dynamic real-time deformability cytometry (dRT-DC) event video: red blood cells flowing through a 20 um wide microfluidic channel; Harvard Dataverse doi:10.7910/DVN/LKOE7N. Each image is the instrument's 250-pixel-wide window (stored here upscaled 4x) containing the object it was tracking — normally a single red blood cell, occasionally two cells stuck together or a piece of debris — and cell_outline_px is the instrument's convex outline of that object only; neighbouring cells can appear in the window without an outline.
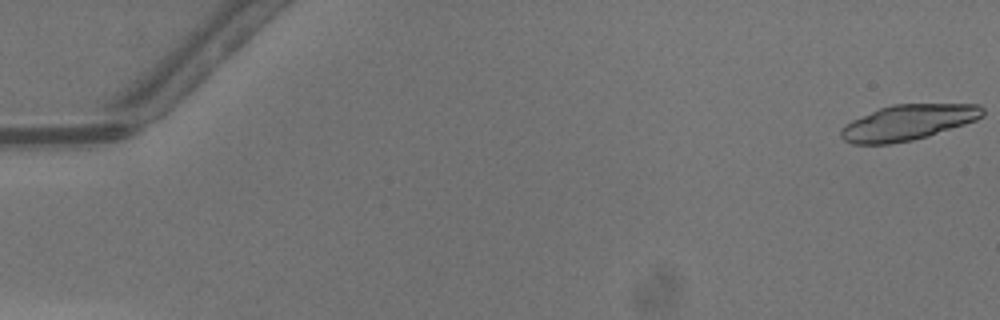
{"species": "common noctule bat (a hibernating species)", "species_latin": "Nyctalus noctula", "temperature_condition": "warm", "stored_images_in_passage": 49, "segment_of_instrument_passage": [1, 2], "camera_frame_rate_fps": 3000, "um_per_image_px": 0.085, "animal": {"sex": "male", "body_mass_g": 13.3}, "frame": {"image": 1, "passage_image": 1, "time_ms": 0.0, "image_size_px": [1000, 320], "cell_outline_px": [[984, 116], [976, 120], [928, 136], [912, 140], [888, 144], [852, 144], [844, 140], [840, 136], [840, 128], [844, 124], [852, 120], [880, 108], [892, 104], [980, 104], [984, 108]], "centroid_in_image_um": [77.17, 10.41], "position_along_channel_um": 7.8, "area_um2": 29.3}}
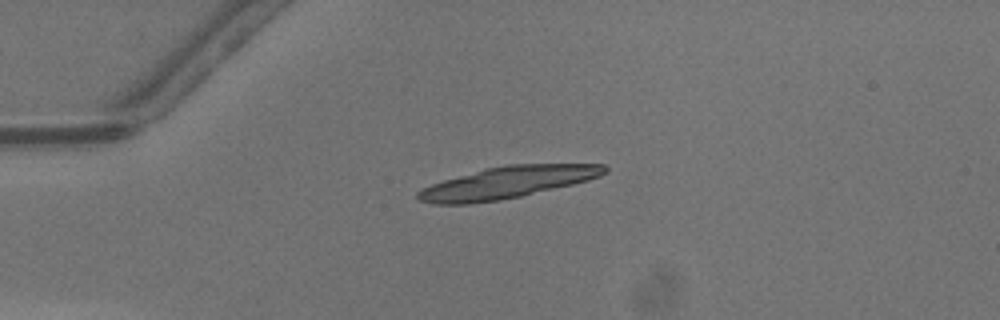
{"frame": {"image": 2, "passage_image": 13, "time_ms": 4.0, "image_size_px": [1000, 320], "cell_outline_px": [[608, 172], [600, 176], [588, 180], [572, 184], [520, 196], [496, 200], [468, 204], [432, 204], [420, 200], [416, 196], [416, 192], [432, 184], [444, 180], [484, 168], [504, 164], [604, 164], [608, 168]], "centroid_in_image_um": [43.12, 15.5], "position_along_channel_um": 41.9, "area_um2": 34.33}}